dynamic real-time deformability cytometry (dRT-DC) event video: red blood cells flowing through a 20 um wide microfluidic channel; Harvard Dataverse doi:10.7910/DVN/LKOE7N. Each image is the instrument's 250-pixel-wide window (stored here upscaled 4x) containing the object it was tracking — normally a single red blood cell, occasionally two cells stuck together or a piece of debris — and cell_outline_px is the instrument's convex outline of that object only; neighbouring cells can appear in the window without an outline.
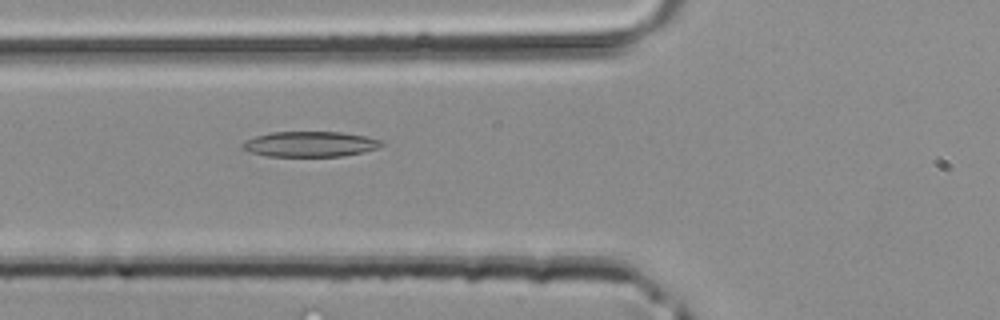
{"species": "common noctule bat (a hibernating species)", "species_latin": "Nyctalus noctula", "temperature_condition": "room temperature", "stored_images_in_passage": 34, "camera_frame_rate_fps": 3000, "um_per_image_px": 0.085, "animal": {"sex": "male", "body_mass_g": 20.4}, "frame": {"image": 1, "passage_image": 7, "time_ms": 2.0, "image_size_px": [1000, 320], "cell_outline_px": [[384, 144], [376, 148], [364, 152], [340, 156], [268, 156], [248, 152], [240, 144], [244, 140], [256, 136], [272, 132], [340, 132], [364, 136], [380, 140]], "centroid_in_image_um": [26.31, 12.25], "position_along_channel_um": 99.5, "area_um2": 20.4}}
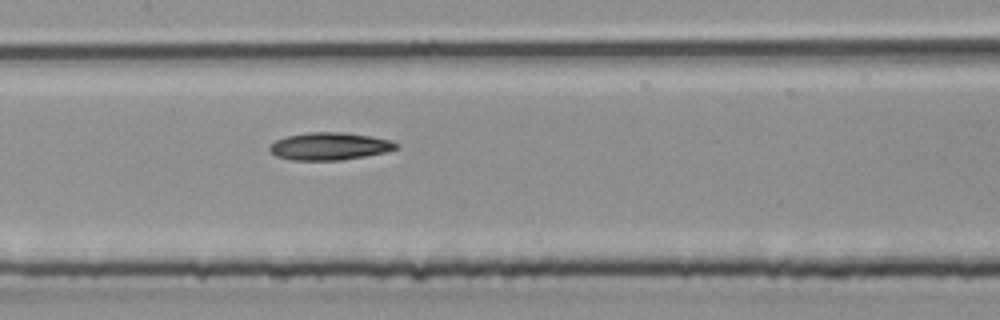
{"frame": {"image": 2, "passage_image": 12, "time_ms": 3.667, "image_size_px": [1000, 320], "cell_outline_px": [[396, 148], [384, 152], [364, 156], [340, 160], [292, 160], [276, 156], [268, 148], [276, 140], [288, 136], [308, 132], [344, 132], [372, 136], [392, 140], [396, 144]], "centroid_in_image_um": [28.0, 12.42], "position_along_channel_um": 179.4, "area_um2": 20.06}}
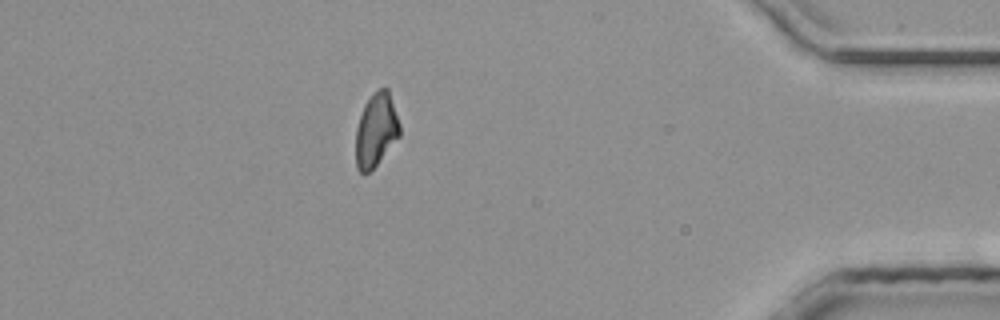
{"frame": {"image": 3, "passage_image": 29, "time_ms": 9.333, "image_size_px": [1000, 320], "cell_outline_px": [[400, 136], [376, 164], [368, 172], [360, 172], [356, 168], [356, 128], [364, 104], [372, 92], [380, 88], [388, 88], [400, 124]], "centroid_in_image_um": [31.96, 11.02], "position_along_channel_um": 403.2, "area_um2": 18.73}}